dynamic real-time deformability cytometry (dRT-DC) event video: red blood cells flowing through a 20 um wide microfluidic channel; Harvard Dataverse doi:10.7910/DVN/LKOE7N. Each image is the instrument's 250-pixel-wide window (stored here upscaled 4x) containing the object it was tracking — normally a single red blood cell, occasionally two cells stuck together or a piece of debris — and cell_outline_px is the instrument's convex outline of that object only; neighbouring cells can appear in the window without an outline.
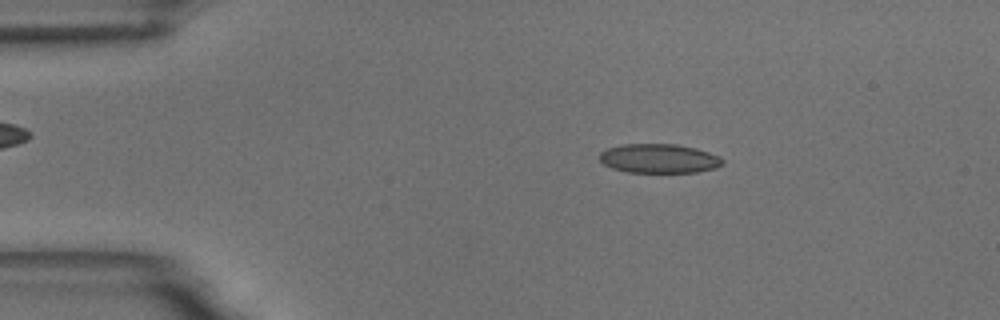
{"species": "common noctule bat (a hibernating species)", "species_latin": "Nyctalus noctula", "temperature_condition": "room temperature", "stored_images_in_passage": 54, "camera_frame_rate_fps": 3000, "um_per_image_px": 0.085, "animal": {"sex": "male", "body_mass_g": 18.8}, "frame": {"image": 1, "passage_image": 9, "time_ms": 2.667, "image_size_px": [1000, 320], "cell_outline_px": [[724, 164], [716, 168], [696, 172], [628, 172], [612, 168], [604, 164], [600, 160], [600, 152], [608, 148], [624, 144], [676, 144], [696, 148], [720, 156], [724, 160]], "centroid_in_image_um": [56.05, 13.47], "position_along_channel_um": 29.0, "area_um2": 20.92}}
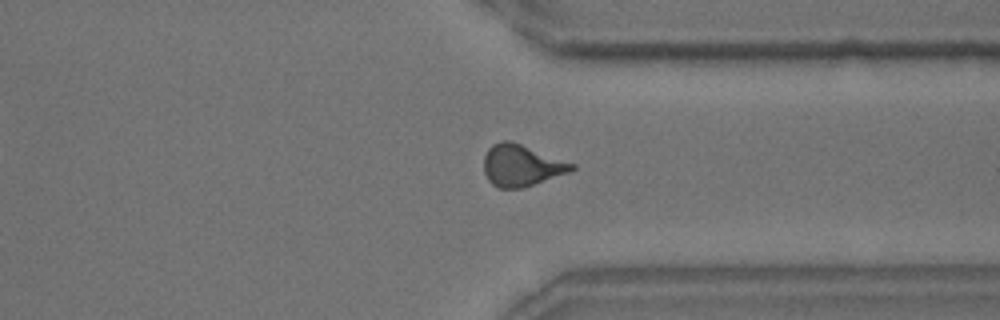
{"frame": {"image": 2, "passage_image": 41, "time_ms": 13.333, "image_size_px": [1000, 320], "cell_outline_px": [[576, 168], [568, 172], [520, 188], [496, 188], [488, 180], [484, 172], [484, 156], [488, 148], [492, 144], [500, 140], [512, 140], [576, 164]], "centroid_in_image_um": [44.29, 14.03], "position_along_channel_um": 367.1, "area_um2": 21.33}}
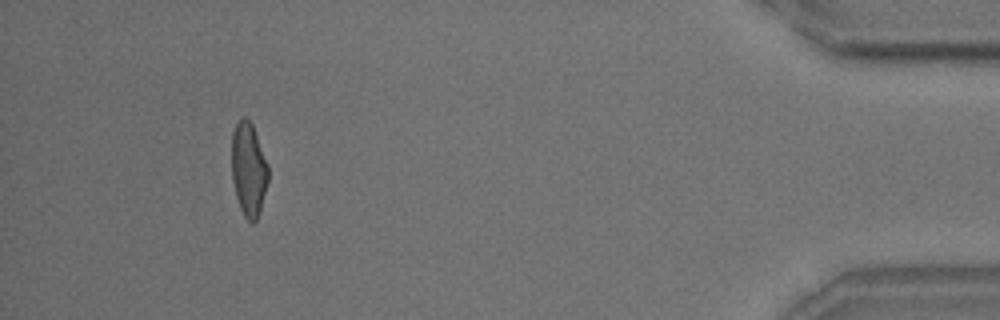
{"frame": {"image": 3, "passage_image": 50, "time_ms": 16.333, "image_size_px": [1000, 320], "cell_outline_px": [[268, 180], [260, 212], [256, 220], [252, 224], [244, 216], [240, 208], [236, 196], [232, 180], [232, 132], [236, 124], [244, 116], [252, 124], [268, 164]], "centroid_in_image_um": [21.13, 14.42], "position_along_channel_um": 414.1, "area_um2": 19.88}, "authors_computed_cell_mechanics": {"area_um2": 20.808, "velocity_mm_per_s": 3.6801, "shape_relaxation_time_tau1_ms": 4.4601, "shape_relaxation_time_tau2_ms": 1.2406, "deformation_change_tau1": 0.1294, "deformation_change_tau2": 0.0615}}